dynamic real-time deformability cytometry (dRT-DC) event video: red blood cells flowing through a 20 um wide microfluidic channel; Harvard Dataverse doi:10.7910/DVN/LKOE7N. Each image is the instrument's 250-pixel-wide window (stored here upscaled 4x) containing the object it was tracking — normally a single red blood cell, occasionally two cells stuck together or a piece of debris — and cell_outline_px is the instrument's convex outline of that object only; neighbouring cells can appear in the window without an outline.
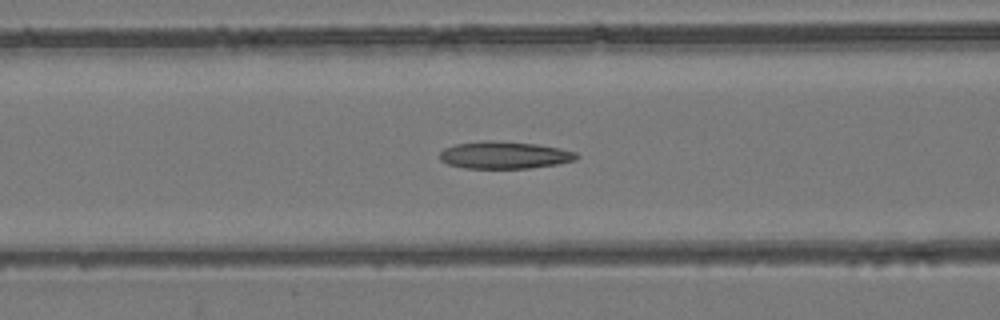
{"species": "common noctule bat (a hibernating species)", "species_latin": "Nyctalus noctula", "temperature_condition": "room temperature", "stored_images_in_passage": 36, "camera_frame_rate_fps": 3000, "um_per_image_px": 0.085, "animal": {"sex": "female", "body_mass_g": 24.6, "forearm_length_mm": 56.2}, "frame": {"image": 1, "passage_image": 12, "time_ms": 3.667, "image_size_px": [1000, 320], "cell_outline_px": [[580, 156], [576, 160], [556, 164], [528, 168], [464, 168], [448, 164], [440, 160], [440, 152], [444, 148], [456, 144], [488, 140], [492, 140], [536, 144], [560, 148], [576, 152]], "centroid_in_image_um": [42.88, 13.18], "position_along_channel_um": 123.7, "area_um2": 21.68}}
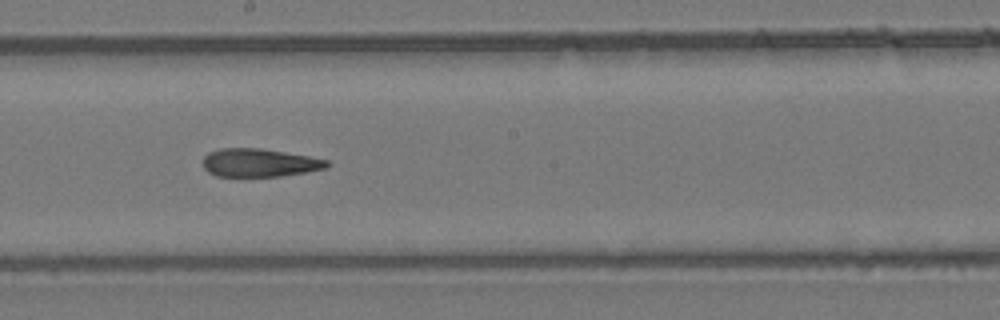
{"frame": {"image": 2, "passage_image": 20, "time_ms": 6.333, "image_size_px": [1000, 320], "cell_outline_px": [[328, 168], [280, 176], [216, 176], [208, 172], [204, 168], [204, 156], [208, 152], [220, 148], [260, 148], [308, 156], [328, 160]], "centroid_in_image_um": [22.02, 13.83], "position_along_channel_um": 226.2, "area_um2": 20.23}}
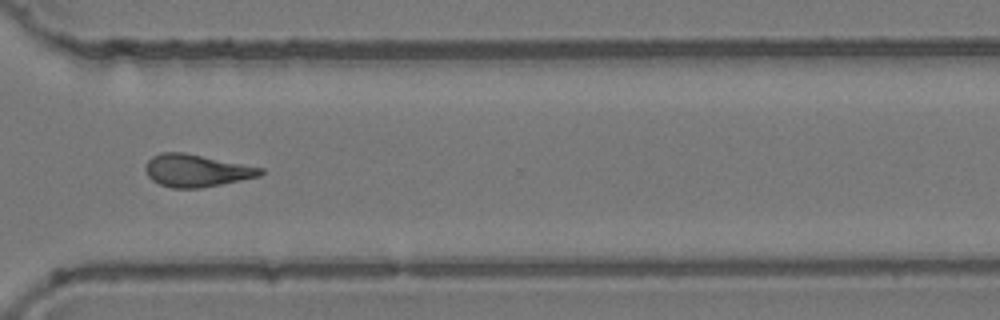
{"frame": {"image": 3, "passage_image": 30, "time_ms": 9.667, "image_size_px": [1000, 320], "cell_outline_px": [[264, 172], [260, 176], [200, 188], [172, 188], [160, 184], [152, 180], [148, 176], [144, 168], [144, 164], [152, 156], [160, 152], [184, 152], [264, 168]], "centroid_in_image_um": [16.66, 14.49], "position_along_channel_um": 353.9, "area_um2": 21.73}, "authors_computed_cell_mechanics": {"area_um2": 21.7039, "velocity_mm_per_s": 3.8391, "shape_relaxation_time_tau1_ms": null, "shape_relaxation_time_tau2_ms": 3.7274, "deformation_change_tau1": null, "deformation_change_tau2": 0.1485}}